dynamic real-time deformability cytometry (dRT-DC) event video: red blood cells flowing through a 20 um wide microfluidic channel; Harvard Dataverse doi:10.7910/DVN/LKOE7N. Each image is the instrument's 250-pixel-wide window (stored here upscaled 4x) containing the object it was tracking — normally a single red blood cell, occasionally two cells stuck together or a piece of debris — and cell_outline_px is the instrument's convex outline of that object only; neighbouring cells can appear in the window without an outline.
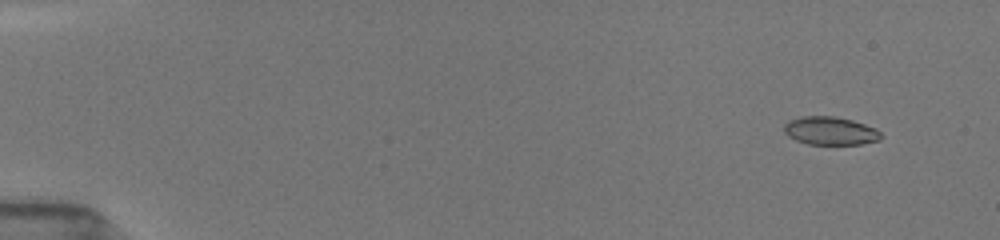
{"species": "common noctule bat (a hibernating species)", "species_latin": "Nyctalus noctula", "temperature_condition": "room temperature", "stored_images_in_passage": 8, "camera_frame_rate_fps": 3000, "um_per_image_px": 0.085, "animal": {"sex": "female", "body_mass_g": 19.5, "forearm_length_mm": 54.1}, "frame": {"image": 1, "passage_image": 2, "time_ms": 1.0, "image_size_px": [1000, 240], "cell_outline_px": [[884, 136], [880, 140], [860, 144], [808, 144], [796, 140], [788, 136], [784, 132], [784, 124], [788, 120], [804, 116], [836, 116], [852, 120], [876, 128]], "centroid_in_image_um": [70.58, 11.12], "position_along_channel_um": 14.4, "area_um2": 16.01}}
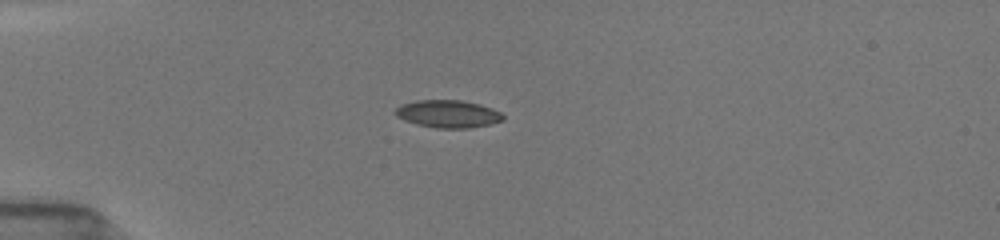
{"frame": {"image": 2, "passage_image": 6, "time_ms": 4.667, "image_size_px": [1000, 240], "cell_outline_px": [[504, 120], [488, 124], [468, 128], [436, 128], [416, 124], [404, 120], [396, 116], [392, 112], [400, 104], [416, 100], [460, 100], [480, 104], [492, 108], [500, 112], [504, 116]], "centroid_in_image_um": [38.03, 9.67], "position_along_channel_um": 47.0, "area_um2": 17.4}}
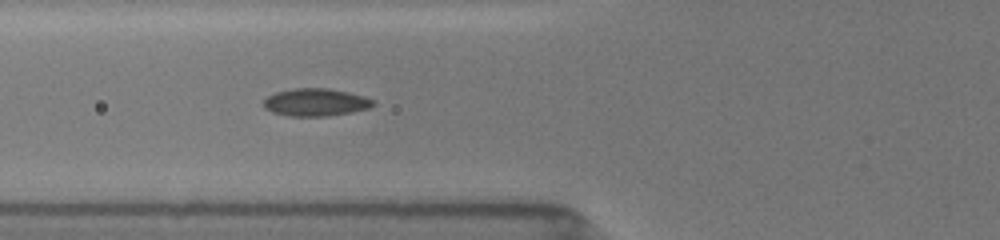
{"frame": {"image": 3, "passage_image": 8, "time_ms": 6.667, "image_size_px": [1000, 240], "cell_outline_px": [[376, 104], [368, 108], [352, 112], [328, 116], [288, 116], [272, 112], [264, 108], [260, 104], [268, 96], [276, 92], [292, 88], [328, 88], [348, 92], [364, 96], [376, 100]], "centroid_in_image_um": [26.82, 8.69], "position_along_channel_um": 99.0, "area_um2": 17.86}}